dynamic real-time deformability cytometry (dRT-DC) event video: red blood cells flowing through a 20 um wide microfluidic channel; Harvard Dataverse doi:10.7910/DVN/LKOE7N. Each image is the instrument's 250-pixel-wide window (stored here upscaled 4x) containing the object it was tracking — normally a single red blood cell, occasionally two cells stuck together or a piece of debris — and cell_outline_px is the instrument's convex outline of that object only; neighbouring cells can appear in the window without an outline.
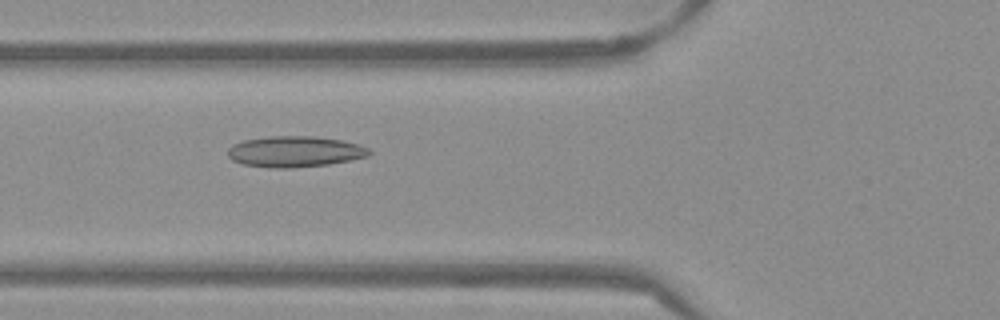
{"species": "Egyptian fruit bat (a non-hibernating species)", "species_latin": "Rousettus aegyptiacus", "temperature_condition": "warm", "stored_images_in_passage": 52, "camera_frame_rate_fps": 3000, "um_per_image_px": 0.085, "frame": {"image": 1, "passage_image": 19, "time_ms": 6.0, "image_size_px": [1000, 320], "cell_outline_px": [[372, 152], [368, 156], [328, 164], [292, 168], [268, 168], [244, 164], [232, 160], [228, 156], [228, 148], [232, 144], [244, 140], [272, 136], [312, 136], [344, 140], [368, 148]], "centroid_in_image_um": [25.04, 12.88], "position_along_channel_um": 100.8, "area_um2": 25.43}}
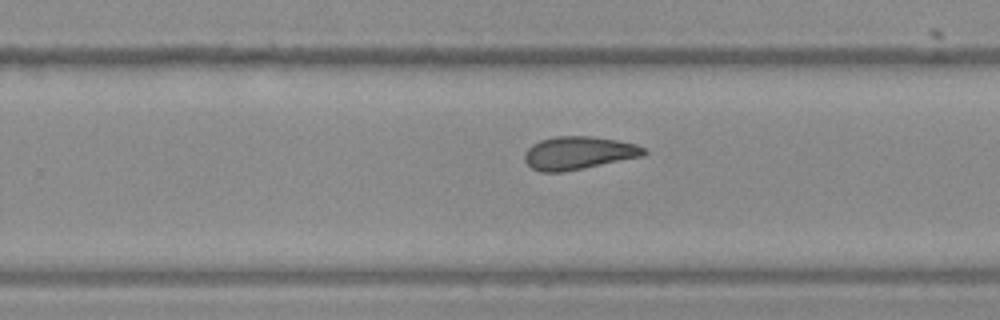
{"frame": {"image": 2, "passage_image": 33, "time_ms": 10.667, "image_size_px": [1000, 320], "cell_outline_px": [[648, 152], [644, 156], [584, 168], [560, 172], [540, 172], [532, 168], [524, 160], [524, 152], [532, 144], [540, 140], [556, 136], [592, 136], [616, 140], [636, 144], [644, 148]], "centroid_in_image_um": [49.17, 13.0], "position_along_channel_um": 280.6, "area_um2": 23.0}}
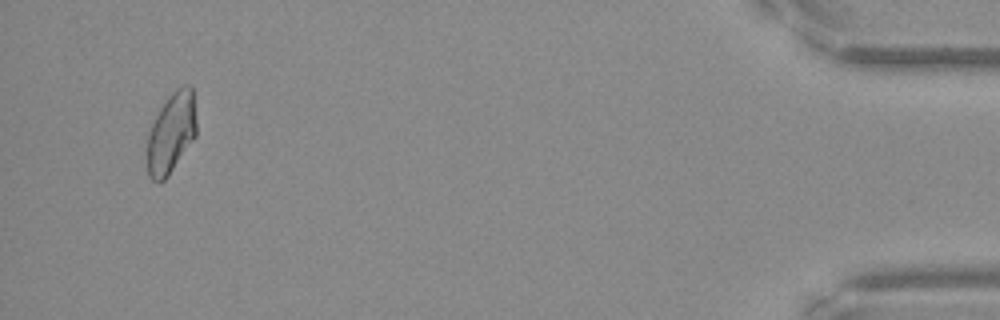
{"frame": {"image": 3, "passage_image": 50, "time_ms": 16.333, "image_size_px": [1000, 320], "cell_outline_px": [[196, 136], [168, 176], [160, 184], [152, 180], [148, 176], [148, 136], [152, 124], [160, 108], [168, 96], [176, 88], [184, 84], [188, 84], [192, 88], [196, 120]], "centroid_in_image_um": [14.57, 11.3], "position_along_channel_um": 420.6, "area_um2": 23.06}, "authors_computed_cell_mechanics": {"area_um2": 23.698, "velocity_mm_per_s": 3.8504, "shape_relaxation_time_tau1_ms": 10.271, "shape_relaxation_time_tau2_ms": 2.3168, "deformation_change_tau1": 0.197, "deformation_change_tau2": 0.0898}}